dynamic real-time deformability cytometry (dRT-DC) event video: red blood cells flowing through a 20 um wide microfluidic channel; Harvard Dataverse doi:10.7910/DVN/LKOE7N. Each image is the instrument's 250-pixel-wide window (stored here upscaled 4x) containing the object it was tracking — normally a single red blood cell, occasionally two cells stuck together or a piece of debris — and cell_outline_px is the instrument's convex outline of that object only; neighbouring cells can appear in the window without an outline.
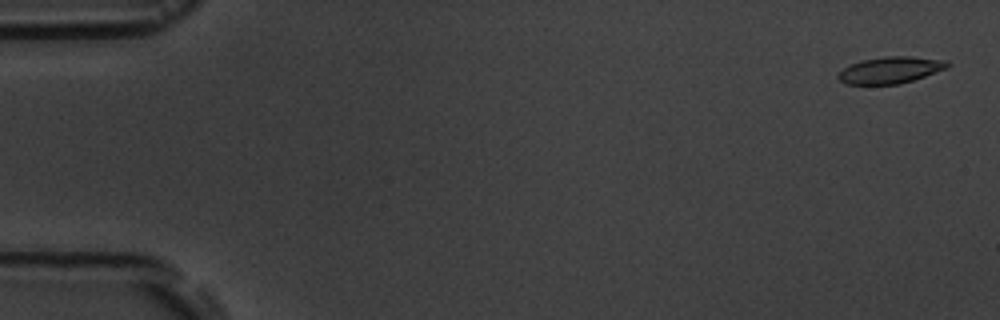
{"species": "common noctule bat (a hibernating species)", "species_latin": "Nyctalus noctula", "temperature_condition": "room temperature", "stored_images_in_passage": 4, "camera_frame_rate_fps": 3000, "um_per_image_px": 0.085, "animal": {"sex": "male", "body_mass_g": 19.5, "forearm_length_mm": 54.6}, "frame": {"image": 1, "passage_image": 1, "time_ms": 0.0, "image_size_px": [1000, 320], "cell_outline_px": [[952, 64], [948, 68], [900, 84], [844, 84], [836, 76], [844, 68], [852, 64], [864, 60], [884, 56], [908, 56], [944, 60]], "centroid_in_image_um": [75.7, 5.96], "position_along_channel_um": 9.3, "area_um2": 16.76}}